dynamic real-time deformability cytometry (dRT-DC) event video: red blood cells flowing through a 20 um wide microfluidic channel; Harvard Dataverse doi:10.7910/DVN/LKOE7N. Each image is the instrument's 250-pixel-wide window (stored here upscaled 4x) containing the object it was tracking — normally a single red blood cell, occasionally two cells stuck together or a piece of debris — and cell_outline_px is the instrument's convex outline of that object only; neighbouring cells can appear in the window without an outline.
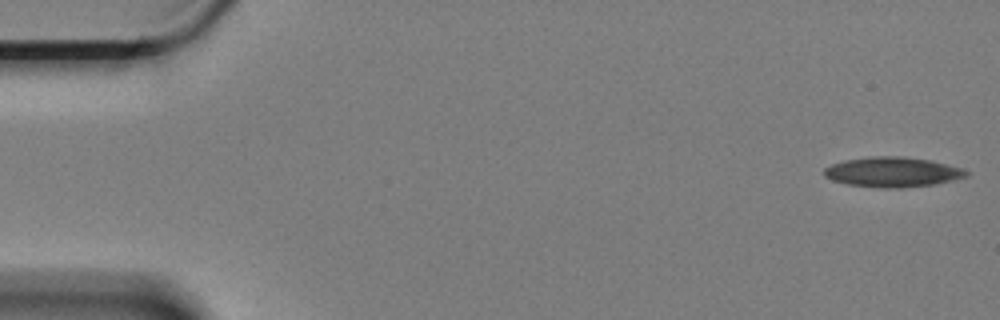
{"species": "Egyptian fruit bat (a non-hibernating species)", "species_latin": "Rousettus aegyptiacus", "temperature_condition": "cold", "stored_images_in_passage": 59, "camera_frame_rate_fps": 3000, "um_per_image_px": 0.085, "animal": {"sex": "female"}, "frame": {"image": 1, "passage_image": 1, "time_ms": 0.0, "image_size_px": [1000, 320], "cell_outline_px": [[972, 172], [968, 176], [936, 184], [900, 188], [876, 188], [848, 184], [832, 180], [824, 176], [824, 168], [832, 164], [844, 160], [872, 156], [900, 156], [932, 160], [964, 168]], "centroid_in_image_um": [75.91, 14.62], "position_along_channel_um": 9.1, "area_um2": 25.14}}
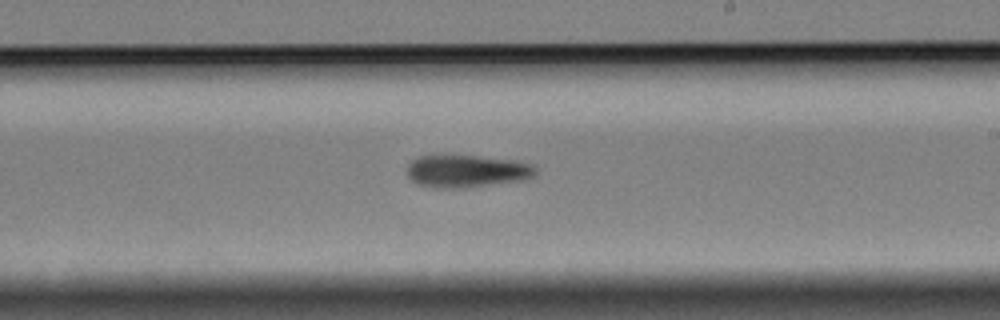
{"frame": {"image": 2, "passage_image": 34, "time_ms": 11.0, "image_size_px": [1000, 320], "cell_outline_px": [[536, 176], [524, 180], [464, 188], [436, 188], [416, 184], [408, 176], [408, 164], [416, 156], [476, 156], [516, 160], [532, 164], [536, 168]], "centroid_in_image_um": [39.7, 14.56], "position_along_channel_um": 249.3, "area_um2": 24.45}}
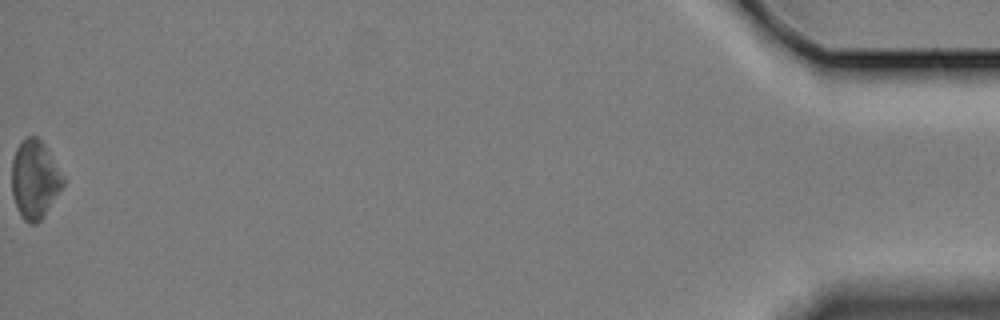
{"frame": {"image": 3, "passage_image": 59, "time_ms": 19.333, "image_size_px": [1000, 320], "cell_outline_px": [[64, 184], [44, 216], [36, 224], [28, 224], [24, 220], [12, 196], [12, 160], [16, 148], [28, 136], [36, 136], [44, 144], [64, 176]], "centroid_in_image_um": [2.95, 15.26], "position_along_channel_um": 432.2, "area_um2": 23.18}}